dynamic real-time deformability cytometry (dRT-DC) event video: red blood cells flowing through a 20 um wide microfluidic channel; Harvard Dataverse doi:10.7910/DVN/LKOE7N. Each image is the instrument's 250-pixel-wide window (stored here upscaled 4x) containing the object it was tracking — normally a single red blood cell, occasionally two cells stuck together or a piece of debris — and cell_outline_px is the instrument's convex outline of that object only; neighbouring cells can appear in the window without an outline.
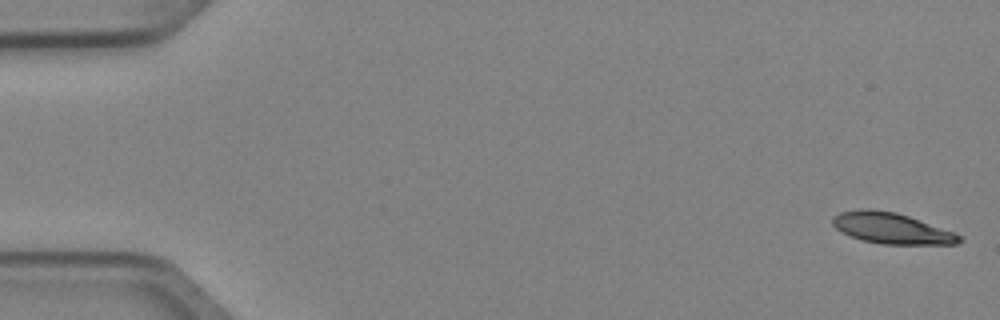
{"species": "Egyptian fruit bat (a non-hibernating species)", "species_latin": "Rousettus aegyptiacus", "temperature_condition": "cold", "stored_images_in_passage": 4, "camera_frame_rate_fps": 3000, "um_per_image_px": 0.085, "animal": {"sex": "female"}, "frame": {"image": 1, "passage_image": 1, "time_ms": 0.0, "image_size_px": [1000, 320], "cell_outline_px": [[964, 240], [956, 244], [880, 244], [864, 240], [840, 232], [832, 224], [832, 216], [840, 212], [860, 208], [872, 208], [896, 212], [908, 216], [964, 236]], "centroid_in_image_um": [75.76, 19.39], "position_along_channel_um": 9.2, "area_um2": 22.89}}
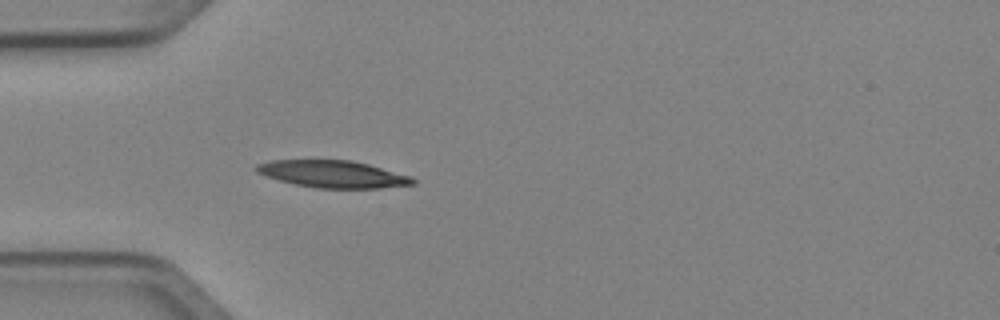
{"frame": {"image": 2, "passage_image": 4, "time_ms": 1.0, "image_size_px": [1000, 320], "cell_outline_px": [[416, 184], [380, 188], [316, 188], [296, 184], [280, 180], [256, 172], [252, 168], [256, 164], [272, 160], [352, 160], [368, 164], [412, 176], [416, 180]], "centroid_in_image_um": [28.31, 14.79], "position_along_channel_um": 56.7, "area_um2": 24.74}}